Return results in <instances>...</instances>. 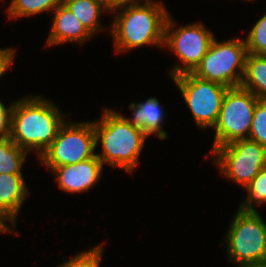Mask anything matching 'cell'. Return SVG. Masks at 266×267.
<instances>
[{
  "label": "cell",
  "mask_w": 266,
  "mask_h": 267,
  "mask_svg": "<svg viewBox=\"0 0 266 267\" xmlns=\"http://www.w3.org/2000/svg\"><path fill=\"white\" fill-rule=\"evenodd\" d=\"M63 124V116L52 102L42 96H26L13 102L10 138L27 152L36 149L39 158Z\"/></svg>",
  "instance_id": "obj_1"
},
{
  "label": "cell",
  "mask_w": 266,
  "mask_h": 267,
  "mask_svg": "<svg viewBox=\"0 0 266 267\" xmlns=\"http://www.w3.org/2000/svg\"><path fill=\"white\" fill-rule=\"evenodd\" d=\"M145 0L114 11L110 29L115 51L126 52L144 45L163 47L164 29L169 12L162 2Z\"/></svg>",
  "instance_id": "obj_2"
},
{
  "label": "cell",
  "mask_w": 266,
  "mask_h": 267,
  "mask_svg": "<svg viewBox=\"0 0 266 267\" xmlns=\"http://www.w3.org/2000/svg\"><path fill=\"white\" fill-rule=\"evenodd\" d=\"M101 120L93 121L96 148L101 141L102 153L96 156L111 167L133 172L146 138L145 132L128 123L120 113L104 109Z\"/></svg>",
  "instance_id": "obj_3"
},
{
  "label": "cell",
  "mask_w": 266,
  "mask_h": 267,
  "mask_svg": "<svg viewBox=\"0 0 266 267\" xmlns=\"http://www.w3.org/2000/svg\"><path fill=\"white\" fill-rule=\"evenodd\" d=\"M225 239L230 262L238 266L266 262V223L257 210L238 208Z\"/></svg>",
  "instance_id": "obj_4"
},
{
  "label": "cell",
  "mask_w": 266,
  "mask_h": 267,
  "mask_svg": "<svg viewBox=\"0 0 266 267\" xmlns=\"http://www.w3.org/2000/svg\"><path fill=\"white\" fill-rule=\"evenodd\" d=\"M248 51L245 40L212 41L201 63L192 72L195 76L219 83L227 88L240 87Z\"/></svg>",
  "instance_id": "obj_5"
},
{
  "label": "cell",
  "mask_w": 266,
  "mask_h": 267,
  "mask_svg": "<svg viewBox=\"0 0 266 267\" xmlns=\"http://www.w3.org/2000/svg\"><path fill=\"white\" fill-rule=\"evenodd\" d=\"M93 122L65 123L51 145L39 157L42 164L53 169L62 165H74L93 158L96 153Z\"/></svg>",
  "instance_id": "obj_6"
},
{
  "label": "cell",
  "mask_w": 266,
  "mask_h": 267,
  "mask_svg": "<svg viewBox=\"0 0 266 267\" xmlns=\"http://www.w3.org/2000/svg\"><path fill=\"white\" fill-rule=\"evenodd\" d=\"M258 98L241 87L229 88L224 96L215 129L212 151L235 140L248 139Z\"/></svg>",
  "instance_id": "obj_7"
},
{
  "label": "cell",
  "mask_w": 266,
  "mask_h": 267,
  "mask_svg": "<svg viewBox=\"0 0 266 267\" xmlns=\"http://www.w3.org/2000/svg\"><path fill=\"white\" fill-rule=\"evenodd\" d=\"M174 21L168 15L164 29L163 47L167 45L182 65L176 64L170 70V76L193 72L208 52L215 35L201 23H193L173 29Z\"/></svg>",
  "instance_id": "obj_8"
},
{
  "label": "cell",
  "mask_w": 266,
  "mask_h": 267,
  "mask_svg": "<svg viewBox=\"0 0 266 267\" xmlns=\"http://www.w3.org/2000/svg\"><path fill=\"white\" fill-rule=\"evenodd\" d=\"M192 112L198 128H213L229 88L201 79L192 72L172 77Z\"/></svg>",
  "instance_id": "obj_9"
},
{
  "label": "cell",
  "mask_w": 266,
  "mask_h": 267,
  "mask_svg": "<svg viewBox=\"0 0 266 267\" xmlns=\"http://www.w3.org/2000/svg\"><path fill=\"white\" fill-rule=\"evenodd\" d=\"M220 172L242 187L266 167V148L250 139H239L211 151Z\"/></svg>",
  "instance_id": "obj_10"
},
{
  "label": "cell",
  "mask_w": 266,
  "mask_h": 267,
  "mask_svg": "<svg viewBox=\"0 0 266 267\" xmlns=\"http://www.w3.org/2000/svg\"><path fill=\"white\" fill-rule=\"evenodd\" d=\"M102 161L95 155L93 158L74 165H62L52 169L58 186L69 193H80L89 190L98 182L103 169Z\"/></svg>",
  "instance_id": "obj_11"
},
{
  "label": "cell",
  "mask_w": 266,
  "mask_h": 267,
  "mask_svg": "<svg viewBox=\"0 0 266 267\" xmlns=\"http://www.w3.org/2000/svg\"><path fill=\"white\" fill-rule=\"evenodd\" d=\"M54 18L51 25L47 45H57L66 42L83 43L92 35L82 25L63 3L54 11Z\"/></svg>",
  "instance_id": "obj_12"
},
{
  "label": "cell",
  "mask_w": 266,
  "mask_h": 267,
  "mask_svg": "<svg viewBox=\"0 0 266 267\" xmlns=\"http://www.w3.org/2000/svg\"><path fill=\"white\" fill-rule=\"evenodd\" d=\"M28 194L23 175L0 174V214L14 228L18 212Z\"/></svg>",
  "instance_id": "obj_13"
},
{
  "label": "cell",
  "mask_w": 266,
  "mask_h": 267,
  "mask_svg": "<svg viewBox=\"0 0 266 267\" xmlns=\"http://www.w3.org/2000/svg\"><path fill=\"white\" fill-rule=\"evenodd\" d=\"M129 108L133 111L132 118H125L121 115L128 123L141 128L147 136L156 134L161 140L166 139L167 133L161 127L165 118L164 111L158 99L150 97L143 103L132 102Z\"/></svg>",
  "instance_id": "obj_14"
},
{
  "label": "cell",
  "mask_w": 266,
  "mask_h": 267,
  "mask_svg": "<svg viewBox=\"0 0 266 267\" xmlns=\"http://www.w3.org/2000/svg\"><path fill=\"white\" fill-rule=\"evenodd\" d=\"M240 87L266 100V55L247 54Z\"/></svg>",
  "instance_id": "obj_15"
},
{
  "label": "cell",
  "mask_w": 266,
  "mask_h": 267,
  "mask_svg": "<svg viewBox=\"0 0 266 267\" xmlns=\"http://www.w3.org/2000/svg\"><path fill=\"white\" fill-rule=\"evenodd\" d=\"M62 3L74 13L92 36L101 30L99 18L107 10L99 0H62Z\"/></svg>",
  "instance_id": "obj_16"
},
{
  "label": "cell",
  "mask_w": 266,
  "mask_h": 267,
  "mask_svg": "<svg viewBox=\"0 0 266 267\" xmlns=\"http://www.w3.org/2000/svg\"><path fill=\"white\" fill-rule=\"evenodd\" d=\"M27 153L10 137L0 138V174L22 175L21 168Z\"/></svg>",
  "instance_id": "obj_17"
},
{
  "label": "cell",
  "mask_w": 266,
  "mask_h": 267,
  "mask_svg": "<svg viewBox=\"0 0 266 267\" xmlns=\"http://www.w3.org/2000/svg\"><path fill=\"white\" fill-rule=\"evenodd\" d=\"M62 0H11L7 12L10 18L27 17L45 11H54Z\"/></svg>",
  "instance_id": "obj_18"
},
{
  "label": "cell",
  "mask_w": 266,
  "mask_h": 267,
  "mask_svg": "<svg viewBox=\"0 0 266 267\" xmlns=\"http://www.w3.org/2000/svg\"><path fill=\"white\" fill-rule=\"evenodd\" d=\"M248 196L241 203L239 208L244 210H256L252 205L253 202L261 205L266 202V167L262 168L260 172L251 180L245 188Z\"/></svg>",
  "instance_id": "obj_19"
},
{
  "label": "cell",
  "mask_w": 266,
  "mask_h": 267,
  "mask_svg": "<svg viewBox=\"0 0 266 267\" xmlns=\"http://www.w3.org/2000/svg\"><path fill=\"white\" fill-rule=\"evenodd\" d=\"M245 43L249 53L266 55V14L250 30Z\"/></svg>",
  "instance_id": "obj_20"
},
{
  "label": "cell",
  "mask_w": 266,
  "mask_h": 267,
  "mask_svg": "<svg viewBox=\"0 0 266 267\" xmlns=\"http://www.w3.org/2000/svg\"><path fill=\"white\" fill-rule=\"evenodd\" d=\"M248 139L266 148V100L257 101Z\"/></svg>",
  "instance_id": "obj_21"
},
{
  "label": "cell",
  "mask_w": 266,
  "mask_h": 267,
  "mask_svg": "<svg viewBox=\"0 0 266 267\" xmlns=\"http://www.w3.org/2000/svg\"><path fill=\"white\" fill-rule=\"evenodd\" d=\"M103 247L95 246L92 250L73 256L68 261L60 264L59 267H99L103 256Z\"/></svg>",
  "instance_id": "obj_22"
},
{
  "label": "cell",
  "mask_w": 266,
  "mask_h": 267,
  "mask_svg": "<svg viewBox=\"0 0 266 267\" xmlns=\"http://www.w3.org/2000/svg\"><path fill=\"white\" fill-rule=\"evenodd\" d=\"M12 108L13 102L6 108L0 101V138L10 137Z\"/></svg>",
  "instance_id": "obj_23"
},
{
  "label": "cell",
  "mask_w": 266,
  "mask_h": 267,
  "mask_svg": "<svg viewBox=\"0 0 266 267\" xmlns=\"http://www.w3.org/2000/svg\"><path fill=\"white\" fill-rule=\"evenodd\" d=\"M15 57V50L12 48H0V77L12 65Z\"/></svg>",
  "instance_id": "obj_24"
},
{
  "label": "cell",
  "mask_w": 266,
  "mask_h": 267,
  "mask_svg": "<svg viewBox=\"0 0 266 267\" xmlns=\"http://www.w3.org/2000/svg\"><path fill=\"white\" fill-rule=\"evenodd\" d=\"M101 4L104 6V8L108 11H116L117 8H123L127 5L134 4L137 2H141L138 0H99Z\"/></svg>",
  "instance_id": "obj_25"
},
{
  "label": "cell",
  "mask_w": 266,
  "mask_h": 267,
  "mask_svg": "<svg viewBox=\"0 0 266 267\" xmlns=\"http://www.w3.org/2000/svg\"><path fill=\"white\" fill-rule=\"evenodd\" d=\"M5 222H9L4 216L0 214V232L4 233H14L10 230V227L7 226Z\"/></svg>",
  "instance_id": "obj_26"
},
{
  "label": "cell",
  "mask_w": 266,
  "mask_h": 267,
  "mask_svg": "<svg viewBox=\"0 0 266 267\" xmlns=\"http://www.w3.org/2000/svg\"><path fill=\"white\" fill-rule=\"evenodd\" d=\"M239 267H266V262L241 265Z\"/></svg>",
  "instance_id": "obj_27"
}]
</instances>
